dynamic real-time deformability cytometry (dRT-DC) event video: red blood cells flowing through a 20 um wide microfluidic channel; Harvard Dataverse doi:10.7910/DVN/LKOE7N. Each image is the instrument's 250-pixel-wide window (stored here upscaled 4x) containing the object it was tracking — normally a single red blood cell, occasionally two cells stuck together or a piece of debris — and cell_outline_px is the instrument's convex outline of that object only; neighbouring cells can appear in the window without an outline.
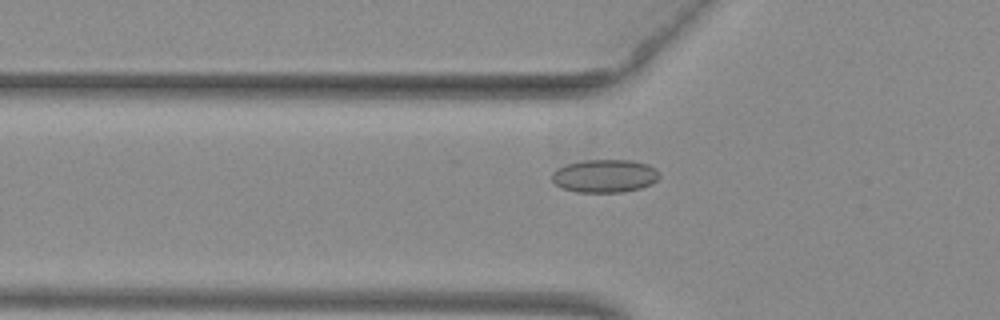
{"species": "common noctule bat (a hibernating species)", "species_latin": "Nyctalus noctula", "temperature_condition": "warm", "stored_images_in_passage": 52, "camera_frame_rate_fps": 3000, "um_per_image_px": 0.085, "animal": {"sex": "female", "body_mass_g": 29.2, "forearm_length_mm": 56.3}, "frame": {"image": 1, "passage_image": 18, "time_ms": 5.667, "image_size_px": [1000, 320], "cell_outline_px": [[660, 176], [652, 184], [640, 188], [624, 192], [576, 192], [560, 188], [552, 180], [552, 172], [556, 168], [568, 164], [584, 160], [632, 160], [648, 164], [656, 168]], "centroid_in_image_um": [51.4, 14.96], "position_along_channel_um": 74.4, "area_um2": 20.87}}
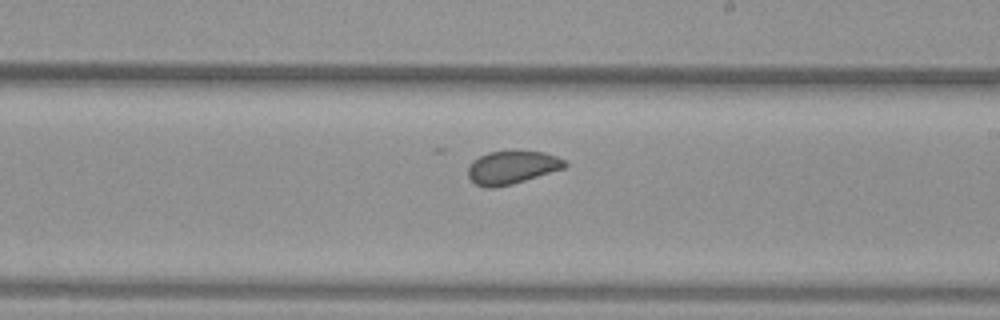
{"frame": {"image": 2, "passage_image": 31, "time_ms": 10.0, "image_size_px": [1000, 320], "cell_outline_px": [[568, 164], [564, 168], [512, 184], [492, 188], [488, 188], [476, 184], [468, 176], [468, 164], [472, 160], [488, 152], [544, 152], [556, 156], [564, 160]], "centroid_in_image_um": [43.49, 14.24], "position_along_channel_um": 245.5, "area_um2": 18.38}}
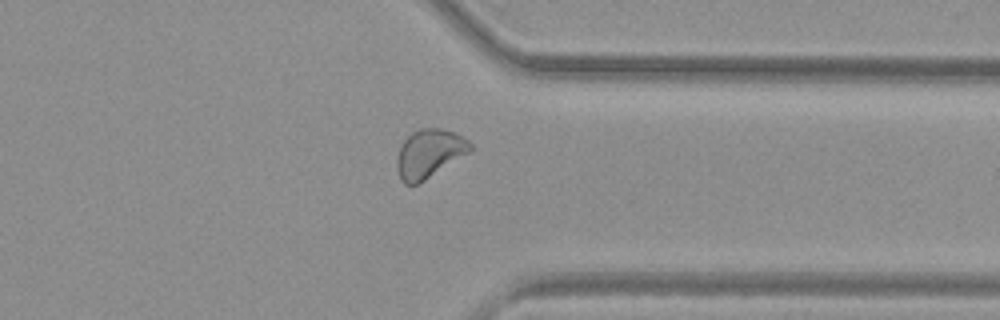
{"frame": {"image": 3, "passage_image": 41, "time_ms": 13.333, "image_size_px": [1000, 320], "cell_outline_px": [[472, 152], [420, 184], [404, 184], [400, 180], [396, 168], [396, 160], [400, 148], [404, 140], [412, 132], [420, 128], [440, 128], [456, 132], [468, 140], [472, 144]], "centroid_in_image_um": [36.52, 13.07], "position_along_channel_um": 374.9, "area_um2": 21.27}}